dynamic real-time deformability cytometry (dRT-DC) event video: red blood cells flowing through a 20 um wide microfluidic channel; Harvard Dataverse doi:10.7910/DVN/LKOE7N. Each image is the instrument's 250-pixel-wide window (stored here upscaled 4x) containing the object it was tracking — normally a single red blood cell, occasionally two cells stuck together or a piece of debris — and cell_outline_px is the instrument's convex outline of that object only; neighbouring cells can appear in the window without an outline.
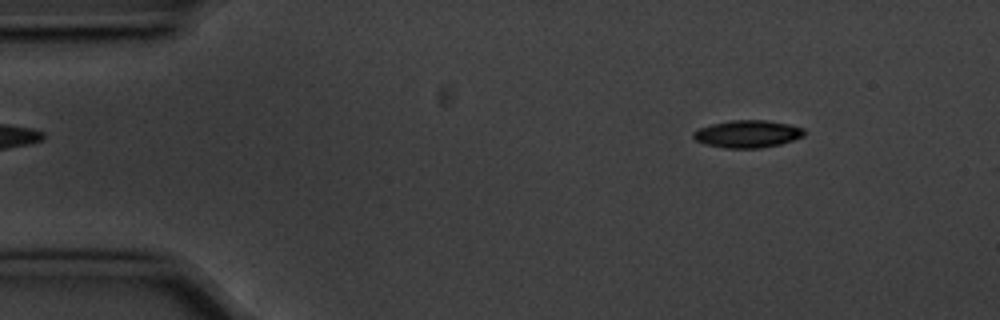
{"species": "common noctule bat (a hibernating species)", "species_latin": "Nyctalus noctula", "temperature_condition": "cold", "stored_images_in_passage": 10, "camera_frame_rate_fps": 3000, "um_per_image_px": 0.085, "animal": {"sex": "male", "body_mass_g": 20.1, "forearm_length_mm": 53.5}, "frame": {"image": 1, "passage_image": 6, "time_ms": 1.667, "image_size_px": [1000, 320], "cell_outline_px": [[804, 136], [780, 144], [760, 148], [724, 148], [704, 144], [696, 140], [692, 136], [692, 132], [700, 128], [712, 124], [732, 120], [768, 120], [788, 124], [804, 128]], "centroid_in_image_um": [63.53, 11.38], "position_along_channel_um": 21.5, "area_um2": 17.69}}